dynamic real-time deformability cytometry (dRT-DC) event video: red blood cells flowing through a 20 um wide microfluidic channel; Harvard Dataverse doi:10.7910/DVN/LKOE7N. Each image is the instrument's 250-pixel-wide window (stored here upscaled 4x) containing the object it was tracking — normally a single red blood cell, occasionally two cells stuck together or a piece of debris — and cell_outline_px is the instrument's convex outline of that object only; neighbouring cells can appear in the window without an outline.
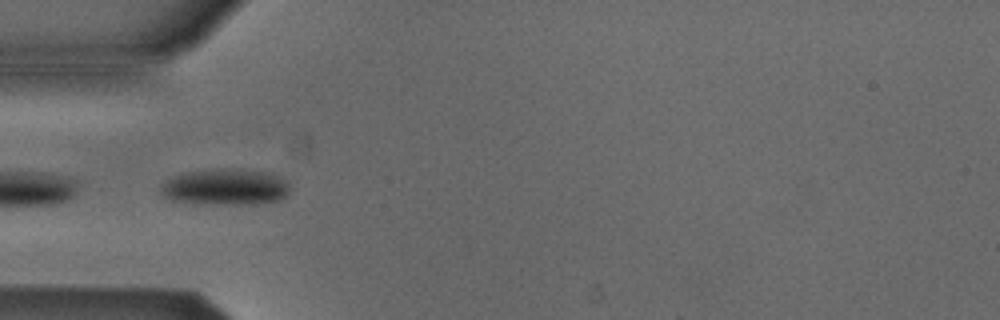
{"species": "Egyptian fruit bat (a non-hibernating species)", "species_latin": "Rousettus aegyptiacus", "temperature_condition": "cold", "stored_images_in_passage": 8, "camera_frame_rate_fps": 3000, "um_per_image_px": 0.085, "animal": {"sex": "male"}, "frame": {"image": 1, "passage_image": 6, "time_ms": 1.667, "image_size_px": [1000, 320], "cell_outline_px": [[288, 192], [280, 200], [256, 204], [224, 204], [172, 200], [164, 196], [160, 192], [160, 184], [164, 180], [180, 172], [212, 168], [224, 168], [260, 172], [280, 176], [288, 180]], "centroid_in_image_um": [19.1, 15.87], "position_along_channel_um": 65.9, "area_um2": 27.34}}